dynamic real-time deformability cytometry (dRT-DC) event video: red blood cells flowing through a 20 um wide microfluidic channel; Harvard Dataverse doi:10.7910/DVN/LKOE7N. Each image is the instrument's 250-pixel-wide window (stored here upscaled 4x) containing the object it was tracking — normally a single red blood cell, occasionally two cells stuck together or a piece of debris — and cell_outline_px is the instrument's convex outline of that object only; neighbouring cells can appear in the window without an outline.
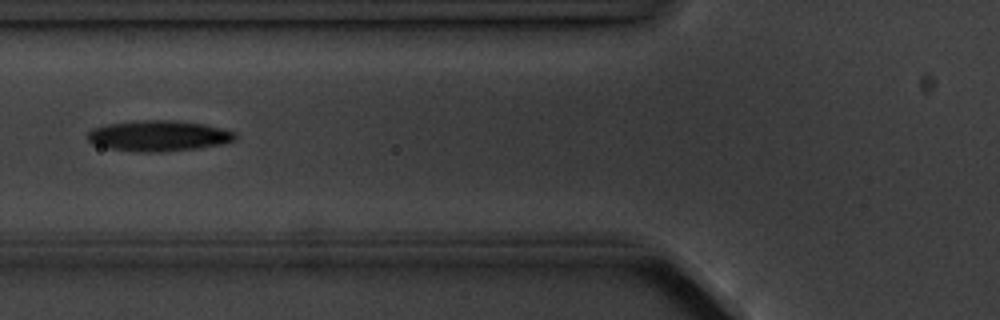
{"species": "common noctule bat (a hibernating species)", "species_latin": "Nyctalus noctula", "temperature_condition": "cold", "stored_images_in_passage": 14, "camera_frame_rate_fps": 3000, "um_per_image_px": 0.085, "animal": {"sex": "male", "body_mass_g": 20.1, "forearm_length_mm": 53.5}, "frame": {"image": 1, "passage_image": 5, "time_ms": 5.667, "image_size_px": [1000, 320], "cell_outline_px": [[236, 140], [220, 144], [196, 148], [160, 152], [140, 152], [108, 148], [96, 144], [88, 140], [88, 132], [92, 128], [108, 124], [132, 120], [172, 120], [204, 124], [224, 128], [236, 132]], "centroid_in_image_um": [13.5, 11.53], "position_along_channel_um": 112.3, "area_um2": 26.41}}
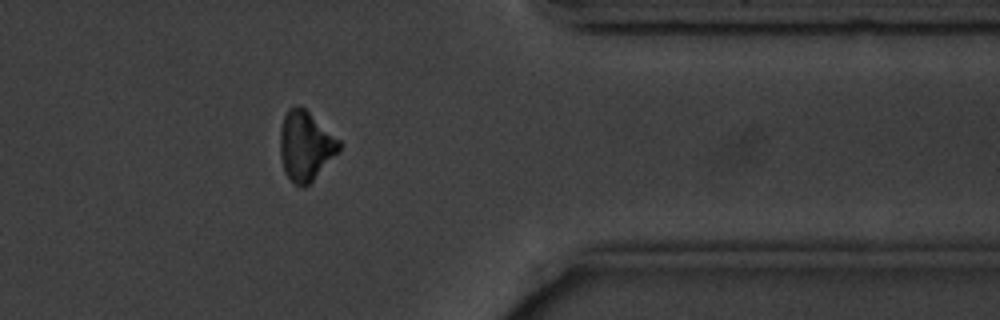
{"frame": {"image": 2, "passage_image": 12, "time_ms": 13.667, "image_size_px": [1000, 320], "cell_outline_px": [[340, 152], [304, 188], [296, 184], [284, 172], [280, 152], [280, 128], [284, 116], [288, 108], [304, 108], [340, 140]], "centroid_in_image_um": [25.98, 12.42], "position_along_channel_um": 385.4, "area_um2": 23.58}}
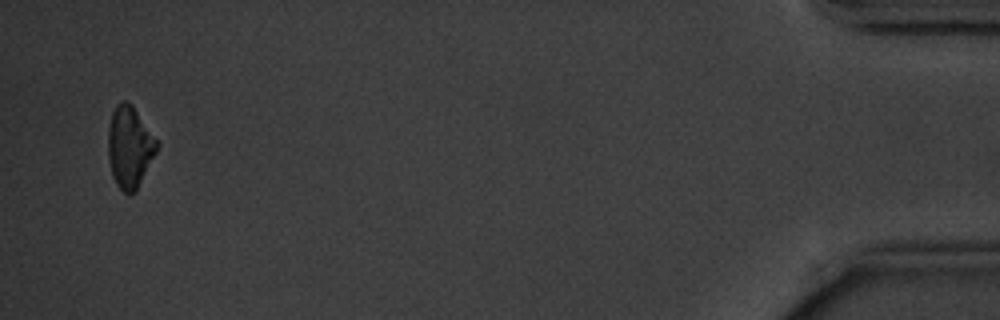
{"frame": {"image": 3, "passage_image": 14, "time_ms": 16.667, "image_size_px": [1000, 320], "cell_outline_px": [[160, 144], [136, 192], [128, 196], [116, 184], [112, 176], [108, 156], [108, 128], [112, 112], [116, 104], [120, 100], [128, 100], [132, 104]], "centroid_in_image_um": [11.01, 12.49], "position_along_channel_um": 424.2, "area_um2": 23.47}, "authors_computed_cell_mechanics": {"area_um2": 24.276, "velocity_mm_per_s": 3.595, "shape_relaxation_time_tau1_ms": 1.775, "shape_relaxation_time_tau2_ms": null, "deformation_change_tau1": 0.0652, "deformation_change_tau2": null}}